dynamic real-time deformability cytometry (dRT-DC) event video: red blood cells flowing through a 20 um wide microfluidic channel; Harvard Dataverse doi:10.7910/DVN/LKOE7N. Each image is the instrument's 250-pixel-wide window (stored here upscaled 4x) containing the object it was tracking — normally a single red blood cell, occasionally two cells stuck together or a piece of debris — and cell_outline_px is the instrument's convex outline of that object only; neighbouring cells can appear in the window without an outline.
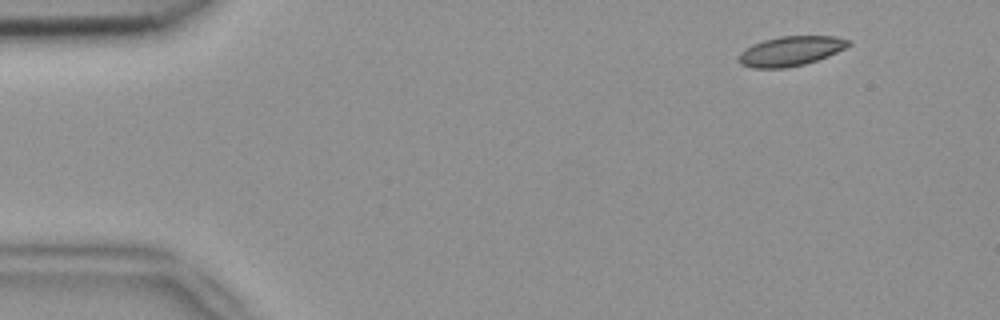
{"species": "common noctule bat (a hibernating species)", "species_latin": "Nyctalus noctula", "temperature_condition": "room temperature", "stored_images_in_passage": 4, "camera_frame_rate_fps": 3000, "um_per_image_px": 0.085, "animal": {"sex": "female", "body_mass_g": 18.4}, "frame": {"image": 1, "passage_image": 1, "time_ms": 0.0, "image_size_px": [1000, 320], "cell_outline_px": [[852, 44], [828, 56], [804, 64], [784, 68], [752, 68], [740, 64], [740, 52], [752, 44], [764, 40], [780, 36], [836, 36], [852, 40]], "centroid_in_image_um": [67.23, 4.33], "position_along_channel_um": 17.8, "area_um2": 18.9}}
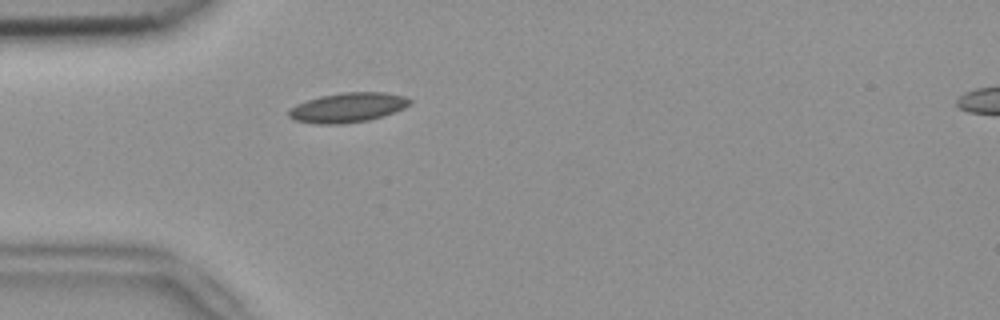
{"frame": {"image": 2, "passage_image": 4, "time_ms": 1.0, "image_size_px": [1000, 320], "cell_outline_px": [[412, 104], [404, 108], [384, 116], [368, 120], [344, 124], [316, 124], [296, 120], [288, 116], [288, 112], [296, 104], [320, 96], [340, 92], [384, 92], [404, 96], [412, 100]], "centroid_in_image_um": [29.59, 9.14], "position_along_channel_um": 55.4, "area_um2": 20.98}}